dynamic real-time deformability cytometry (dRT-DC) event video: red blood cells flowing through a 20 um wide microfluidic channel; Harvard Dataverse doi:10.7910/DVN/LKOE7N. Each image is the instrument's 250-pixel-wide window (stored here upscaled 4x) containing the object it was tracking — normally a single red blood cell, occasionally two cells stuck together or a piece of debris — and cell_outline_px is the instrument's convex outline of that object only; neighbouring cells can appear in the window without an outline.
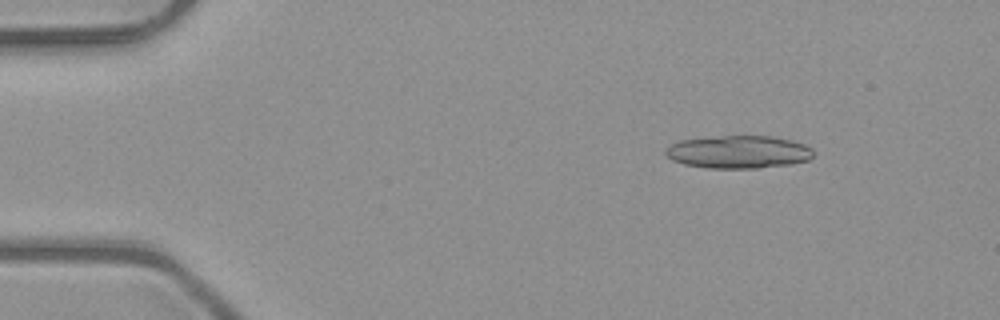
{"species": "common noctule bat (a hibernating species)", "species_latin": "Nyctalus noctula", "temperature_condition": "room temperature", "stored_images_in_passage": 8, "segment_of_instrument_passage": [1, 2], "camera_frame_rate_fps": 3000, "um_per_image_px": 0.085, "animal": {"sex": "male", "body_mass_g": 23.1, "forearm_length_mm": 52.7}, "frame": {"image": 1, "passage_image": 2, "time_ms": 0.333, "image_size_px": [1000, 320], "cell_outline_px": [[812, 156], [808, 160], [788, 164], [756, 168], [704, 168], [684, 164], [672, 160], [664, 152], [664, 148], [668, 144], [680, 140], [724, 136], [772, 136], [792, 140], [804, 144], [812, 148]], "centroid_in_image_um": [62.72, 12.91], "position_along_channel_um": 22.3, "area_um2": 28.26}}